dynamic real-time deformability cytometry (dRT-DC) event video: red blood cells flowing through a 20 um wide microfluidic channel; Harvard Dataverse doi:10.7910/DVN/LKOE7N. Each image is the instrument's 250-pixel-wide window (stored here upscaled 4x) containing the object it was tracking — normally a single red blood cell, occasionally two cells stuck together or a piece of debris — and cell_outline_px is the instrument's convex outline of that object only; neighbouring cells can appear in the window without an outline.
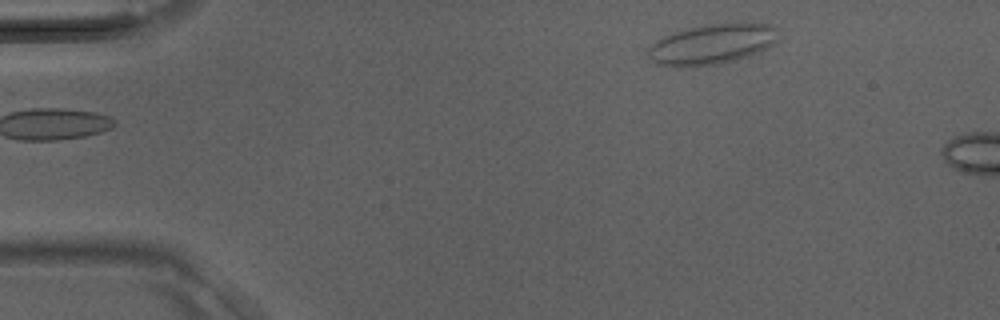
{"species": "Egyptian fruit bat (a non-hibernating species)", "species_latin": "Rousettus aegyptiacus", "temperature_condition": "room temperature", "stored_images_in_passage": 4, "camera_frame_rate_fps": 3000, "um_per_image_px": 0.085, "animal": {"sex": "male"}, "frame": {"image": 1, "passage_image": 1, "time_ms": 0.0, "image_size_px": [1000, 320], "cell_outline_px": [[776, 40], [772, 44], [756, 52], [732, 60], [716, 64], [676, 68], [656, 64], [648, 56], [648, 48], [656, 40], [672, 32], [704, 24], [768, 24], [772, 28]], "centroid_in_image_um": [60.36, 3.78], "position_along_channel_um": 24.6, "area_um2": 29.71}}